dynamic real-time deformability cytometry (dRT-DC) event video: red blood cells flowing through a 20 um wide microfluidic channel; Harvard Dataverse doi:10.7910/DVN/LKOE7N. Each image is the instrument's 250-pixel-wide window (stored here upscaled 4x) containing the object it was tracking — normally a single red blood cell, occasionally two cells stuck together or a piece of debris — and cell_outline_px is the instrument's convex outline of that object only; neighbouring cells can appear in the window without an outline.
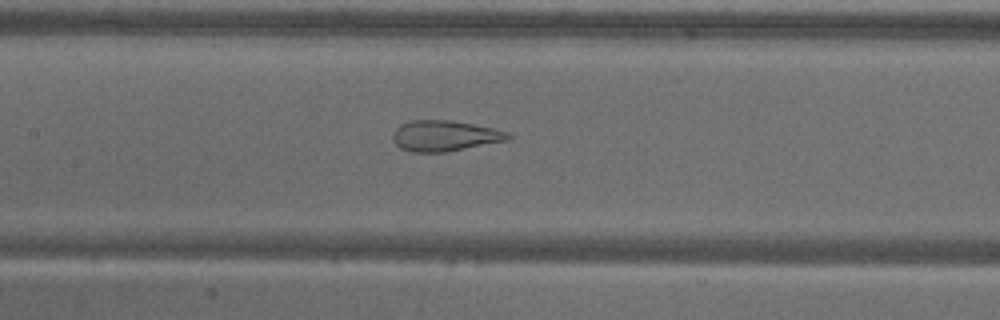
{"species": "common noctule bat (a hibernating species)", "species_latin": "Nyctalus noctula", "temperature_condition": "warm", "stored_images_in_passage": 56, "camera_frame_rate_fps": 3000, "um_per_image_px": 0.085, "animal": {"sex": "male", "body_mass_g": 18.8}, "frame": {"image": 1, "passage_image": 26, "time_ms": 8.333, "image_size_px": [1000, 320], "cell_outline_px": [[512, 136], [508, 140], [444, 152], [412, 152], [400, 148], [392, 140], [392, 132], [400, 124], [412, 120], [448, 120], [472, 124], [492, 128], [508, 132]], "centroid_in_image_um": [37.75, 11.54], "position_along_channel_um": 169.6, "area_um2": 20.52}}
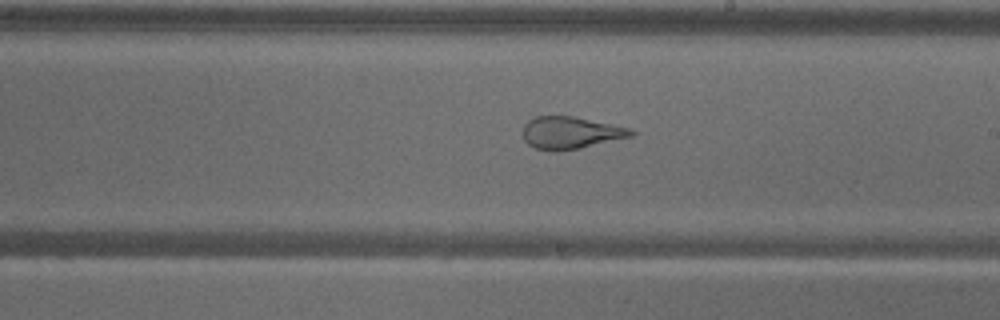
{"frame": {"image": 2, "passage_image": 32, "time_ms": 10.333, "image_size_px": [1000, 320], "cell_outline_px": [[636, 132], [632, 136], [580, 148], [552, 152], [536, 148], [528, 144], [524, 140], [520, 132], [524, 124], [528, 120], [536, 116], [572, 116], [632, 128]], "centroid_in_image_um": [48.46, 11.28], "position_along_channel_um": 240.5, "area_um2": 20.52}}
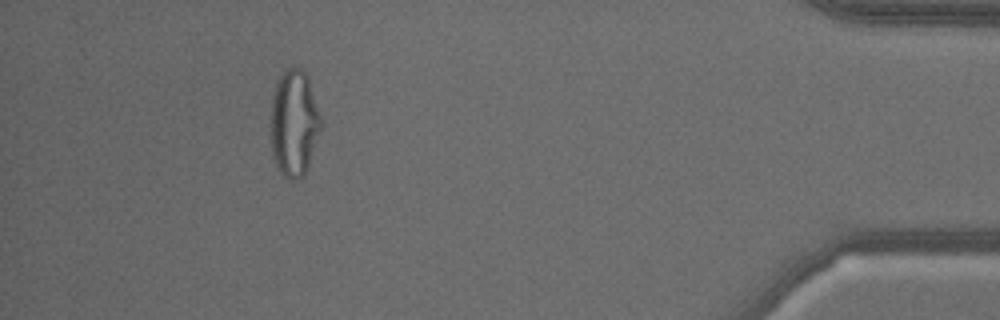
{"frame": {"image": 3, "passage_image": 51, "time_ms": 16.667, "image_size_px": [1000, 320], "cell_outline_px": [[320, 128], [308, 168], [304, 176], [292, 180], [288, 180], [284, 176], [276, 164], [272, 156], [272, 92], [276, 80], [284, 68], [300, 68], [304, 72], [308, 80], [320, 116]], "centroid_in_image_um": [24.97, 10.47], "position_along_channel_um": 410.2, "area_um2": 30.69}, "authors_computed_cell_mechanics": {"area_um2": 28.7555, "velocity_mm_per_s": 3.5644, "shape_relaxation_time_tau1_ms": null, "shape_relaxation_time_tau2_ms": 1.3575, "deformation_change_tau1": null, "deformation_change_tau2": 0.0995}}